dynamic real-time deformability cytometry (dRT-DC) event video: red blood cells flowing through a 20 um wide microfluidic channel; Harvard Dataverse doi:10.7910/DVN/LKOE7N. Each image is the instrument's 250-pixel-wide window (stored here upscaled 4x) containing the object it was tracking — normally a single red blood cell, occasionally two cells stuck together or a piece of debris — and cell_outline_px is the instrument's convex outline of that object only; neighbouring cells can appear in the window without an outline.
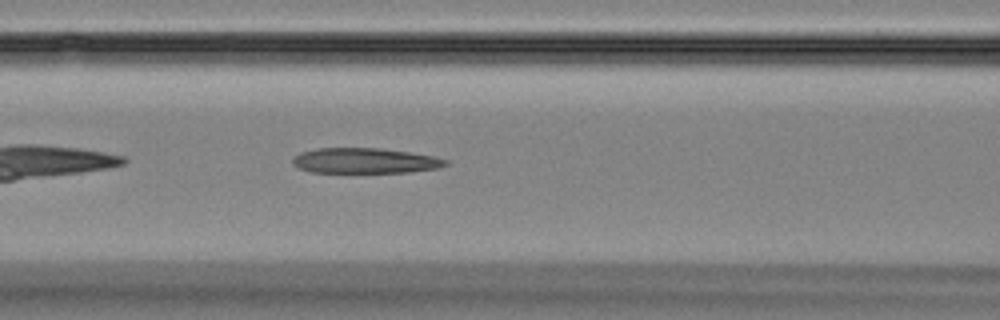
{"species": "Egyptian fruit bat (a non-hibernating species)", "species_latin": "Rousettus aegyptiacus", "temperature_condition": "room temperature", "stored_images_in_passage": 40, "camera_frame_rate_fps": 3000, "um_per_image_px": 0.085, "animal": {"sex": "female"}, "frame": {"image": 1, "passage_image": 8, "time_ms": 2.333, "image_size_px": [1000, 320], "cell_outline_px": [[448, 164], [436, 168], [408, 172], [312, 172], [300, 168], [292, 164], [292, 160], [300, 152], [316, 148], [380, 148], [408, 152], [432, 156], [448, 160]], "centroid_in_image_um": [30.99, 13.65], "position_along_channel_um": 135.6, "area_um2": 22.31}}
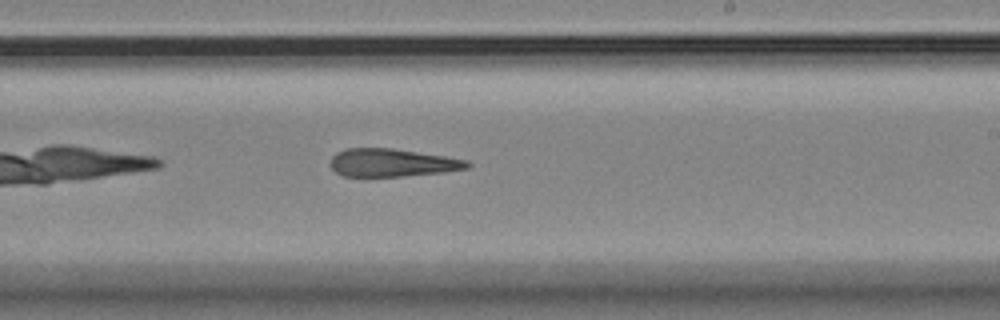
{"frame": {"image": 2, "passage_image": 18, "time_ms": 5.667, "image_size_px": [1000, 320], "cell_outline_px": [[472, 164], [468, 168], [444, 172], [404, 176], [344, 176], [336, 172], [332, 168], [332, 156], [336, 152], [344, 148], [392, 148], [444, 156], [468, 160]], "centroid_in_image_um": [33.35, 13.82], "position_along_channel_um": 255.7, "area_um2": 22.2}}
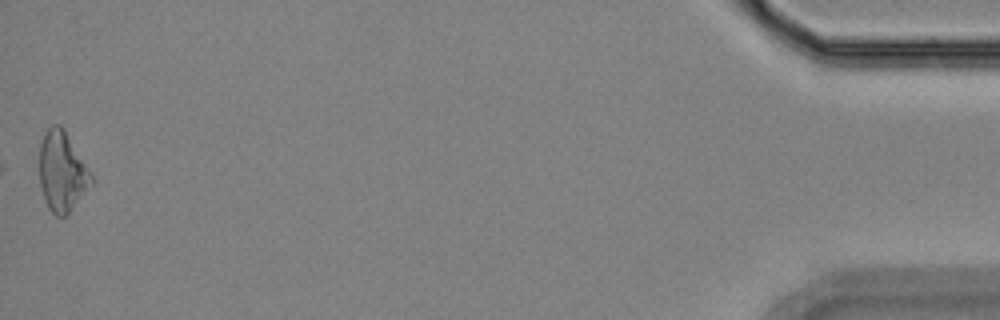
{"frame": {"image": 3, "passage_image": 40, "time_ms": 13.0, "image_size_px": [1000, 320], "cell_outline_px": [[96, 180], [68, 216], [56, 216], [48, 208], [40, 184], [40, 144], [44, 132], [52, 124], [60, 124], [64, 128]], "centroid_in_image_um": [5.31, 14.6], "position_along_channel_um": 429.9, "area_um2": 24.57}}